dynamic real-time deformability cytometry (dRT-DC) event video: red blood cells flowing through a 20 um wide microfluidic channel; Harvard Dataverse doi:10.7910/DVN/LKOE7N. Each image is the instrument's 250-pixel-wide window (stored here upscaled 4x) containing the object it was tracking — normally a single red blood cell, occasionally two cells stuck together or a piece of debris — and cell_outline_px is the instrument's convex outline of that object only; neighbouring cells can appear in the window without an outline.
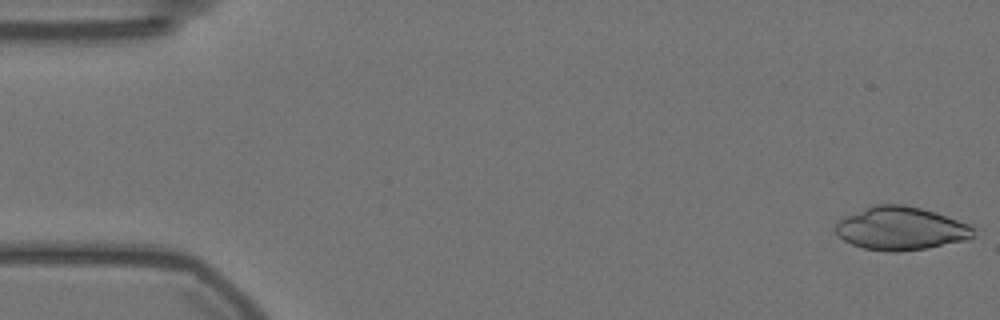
{"species": "Egyptian fruit bat (a non-hibernating species)", "species_latin": "Rousettus aegyptiacus", "temperature_condition": "warm", "stored_images_in_passage": 57, "camera_frame_rate_fps": 3000, "um_per_image_px": 0.085, "animal": {"sex": "female"}, "frame": {"image": 1, "passage_image": 1, "time_ms": 0.0, "image_size_px": [1000, 320], "cell_outline_px": [[976, 236], [968, 240], [928, 248], [896, 252], [888, 252], [864, 248], [852, 244], [844, 240], [832, 228], [840, 220], [872, 204], [904, 204], [920, 208], [968, 224], [976, 228]], "centroid_in_image_um": [76.6, 19.43], "position_along_channel_um": 8.4, "area_um2": 34.68}}
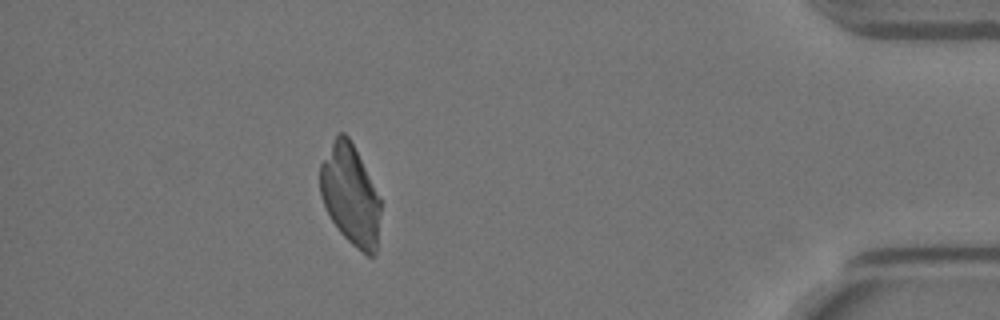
{"frame": {"image": 2, "passage_image": 51, "time_ms": 16.667, "image_size_px": [1000, 320], "cell_outline_px": [[380, 212], [376, 256], [368, 256], [356, 248], [340, 232], [332, 220], [320, 196], [320, 164], [336, 136], [340, 132], [344, 132], [348, 136], [380, 196]], "centroid_in_image_um": [29.79, 16.6], "position_along_channel_um": 405.4, "area_um2": 34.97}}